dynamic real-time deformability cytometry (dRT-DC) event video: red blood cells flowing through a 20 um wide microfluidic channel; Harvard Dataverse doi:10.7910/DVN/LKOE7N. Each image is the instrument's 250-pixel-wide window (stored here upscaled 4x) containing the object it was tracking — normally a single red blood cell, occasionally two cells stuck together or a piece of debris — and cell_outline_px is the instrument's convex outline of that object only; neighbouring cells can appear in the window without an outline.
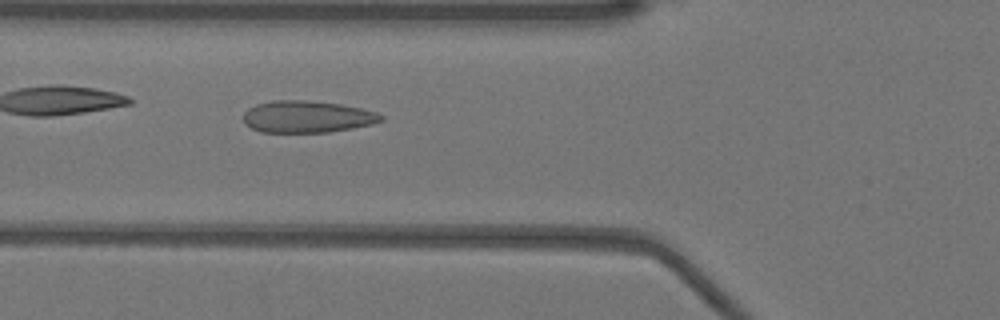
{"species": "Egyptian fruit bat (a non-hibernating species)", "species_latin": "Rousettus aegyptiacus", "temperature_condition": "warm", "stored_images_in_passage": 27, "camera_frame_rate_fps": 3000, "um_per_image_px": 0.085, "animal": {"sex": "female"}, "frame": {"image": 1, "passage_image": 6, "time_ms": 1.667, "image_size_px": [1000, 320], "cell_outline_px": [[384, 120], [372, 124], [352, 128], [328, 132], [260, 132], [252, 128], [244, 120], [244, 112], [248, 108], [256, 104], [272, 100], [308, 100], [340, 104], [360, 108], [376, 112], [384, 116]], "centroid_in_image_um": [26.11, 9.91], "position_along_channel_um": 99.7, "area_um2": 25.55}}
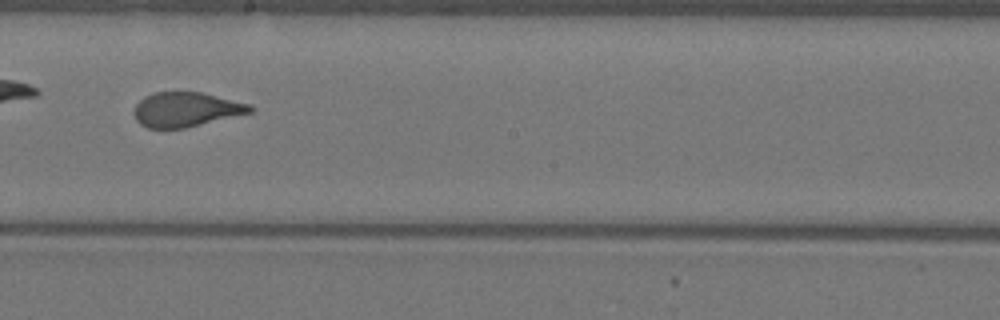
{"frame": {"image": 2, "passage_image": 16, "time_ms": 5.0, "image_size_px": [1000, 320], "cell_outline_px": [[252, 112], [184, 128], [148, 128], [140, 124], [136, 120], [136, 104], [144, 96], [152, 92], [200, 92], [252, 104]], "centroid_in_image_um": [15.81, 9.3], "position_along_channel_um": 232.4, "area_um2": 23.12}}
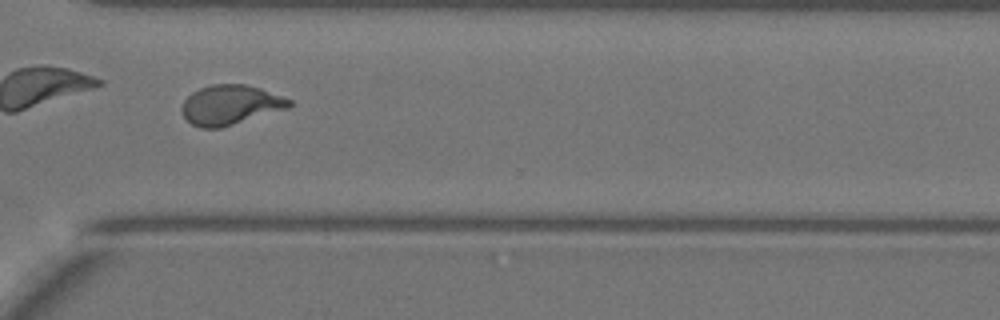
{"frame": {"image": 3, "passage_image": 25, "time_ms": 8.0, "image_size_px": [1000, 320], "cell_outline_px": [[292, 104], [288, 108], [220, 128], [200, 128], [192, 124], [180, 112], [180, 108], [184, 100], [192, 92], [200, 88], [212, 84], [244, 84], [260, 88], [292, 100]], "centroid_in_image_um": [19.55, 8.91], "position_along_channel_um": 351.1, "area_um2": 24.74}, "authors_computed_cell_mechanics": {"area_um2": 24.565, "velocity_mm_per_s": 3.966, "shape_relaxation_time_tau1_ms": 8.176, "shape_relaxation_time_tau2_ms": 0.5877, "deformation_change_tau1": 0.2465, "deformation_change_tau2": 0.077}}